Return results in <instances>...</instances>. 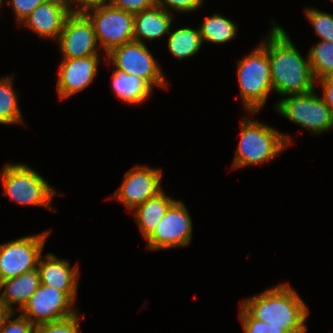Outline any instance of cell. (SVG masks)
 <instances>
[{
  "instance_id": "cell-1",
  "label": "cell",
  "mask_w": 333,
  "mask_h": 333,
  "mask_svg": "<svg viewBox=\"0 0 333 333\" xmlns=\"http://www.w3.org/2000/svg\"><path fill=\"white\" fill-rule=\"evenodd\" d=\"M272 23L267 36V52L273 91L288 96L316 90L309 56L304 59L285 29L276 22Z\"/></svg>"
},
{
  "instance_id": "cell-2",
  "label": "cell",
  "mask_w": 333,
  "mask_h": 333,
  "mask_svg": "<svg viewBox=\"0 0 333 333\" xmlns=\"http://www.w3.org/2000/svg\"><path fill=\"white\" fill-rule=\"evenodd\" d=\"M240 303L253 318L286 333L307 331L308 306L289 283L278 284Z\"/></svg>"
},
{
  "instance_id": "cell-3",
  "label": "cell",
  "mask_w": 333,
  "mask_h": 333,
  "mask_svg": "<svg viewBox=\"0 0 333 333\" xmlns=\"http://www.w3.org/2000/svg\"><path fill=\"white\" fill-rule=\"evenodd\" d=\"M290 137L269 125L244 117L232 169L271 161L292 145Z\"/></svg>"
},
{
  "instance_id": "cell-4",
  "label": "cell",
  "mask_w": 333,
  "mask_h": 333,
  "mask_svg": "<svg viewBox=\"0 0 333 333\" xmlns=\"http://www.w3.org/2000/svg\"><path fill=\"white\" fill-rule=\"evenodd\" d=\"M251 53L237 62V78L245 110L255 114L261 110L273 90L267 38Z\"/></svg>"
},
{
  "instance_id": "cell-5",
  "label": "cell",
  "mask_w": 333,
  "mask_h": 333,
  "mask_svg": "<svg viewBox=\"0 0 333 333\" xmlns=\"http://www.w3.org/2000/svg\"><path fill=\"white\" fill-rule=\"evenodd\" d=\"M3 195L22 205H37L54 210L51 206L56 190L29 166L23 163L4 165L0 171Z\"/></svg>"
},
{
  "instance_id": "cell-6",
  "label": "cell",
  "mask_w": 333,
  "mask_h": 333,
  "mask_svg": "<svg viewBox=\"0 0 333 333\" xmlns=\"http://www.w3.org/2000/svg\"><path fill=\"white\" fill-rule=\"evenodd\" d=\"M275 110L312 134L333 129V112L315 90L309 94L285 96L275 104Z\"/></svg>"
},
{
  "instance_id": "cell-7",
  "label": "cell",
  "mask_w": 333,
  "mask_h": 333,
  "mask_svg": "<svg viewBox=\"0 0 333 333\" xmlns=\"http://www.w3.org/2000/svg\"><path fill=\"white\" fill-rule=\"evenodd\" d=\"M84 13L93 23L98 45L106 55L134 40V13L111 4L93 7Z\"/></svg>"
},
{
  "instance_id": "cell-8",
  "label": "cell",
  "mask_w": 333,
  "mask_h": 333,
  "mask_svg": "<svg viewBox=\"0 0 333 333\" xmlns=\"http://www.w3.org/2000/svg\"><path fill=\"white\" fill-rule=\"evenodd\" d=\"M51 231L49 229L1 244L0 282L36 269Z\"/></svg>"
},
{
  "instance_id": "cell-9",
  "label": "cell",
  "mask_w": 333,
  "mask_h": 333,
  "mask_svg": "<svg viewBox=\"0 0 333 333\" xmlns=\"http://www.w3.org/2000/svg\"><path fill=\"white\" fill-rule=\"evenodd\" d=\"M106 57L105 60L110 61L116 69L141 77L153 89L158 86L168 90L163 70L145 43L132 40L113 49Z\"/></svg>"
},
{
  "instance_id": "cell-10",
  "label": "cell",
  "mask_w": 333,
  "mask_h": 333,
  "mask_svg": "<svg viewBox=\"0 0 333 333\" xmlns=\"http://www.w3.org/2000/svg\"><path fill=\"white\" fill-rule=\"evenodd\" d=\"M192 219L183 201L176 200L146 238L149 250L185 247L192 239Z\"/></svg>"
},
{
  "instance_id": "cell-11",
  "label": "cell",
  "mask_w": 333,
  "mask_h": 333,
  "mask_svg": "<svg viewBox=\"0 0 333 333\" xmlns=\"http://www.w3.org/2000/svg\"><path fill=\"white\" fill-rule=\"evenodd\" d=\"M63 291L40 284L20 313L34 326L69 318L79 312Z\"/></svg>"
},
{
  "instance_id": "cell-12",
  "label": "cell",
  "mask_w": 333,
  "mask_h": 333,
  "mask_svg": "<svg viewBox=\"0 0 333 333\" xmlns=\"http://www.w3.org/2000/svg\"><path fill=\"white\" fill-rule=\"evenodd\" d=\"M57 43L62 59L98 56V45L94 26L84 12H71L63 25Z\"/></svg>"
},
{
  "instance_id": "cell-13",
  "label": "cell",
  "mask_w": 333,
  "mask_h": 333,
  "mask_svg": "<svg viewBox=\"0 0 333 333\" xmlns=\"http://www.w3.org/2000/svg\"><path fill=\"white\" fill-rule=\"evenodd\" d=\"M162 170L149 166H134L125 173L123 181L110 198L120 201L127 209L133 210L149 198L163 191Z\"/></svg>"
},
{
  "instance_id": "cell-14",
  "label": "cell",
  "mask_w": 333,
  "mask_h": 333,
  "mask_svg": "<svg viewBox=\"0 0 333 333\" xmlns=\"http://www.w3.org/2000/svg\"><path fill=\"white\" fill-rule=\"evenodd\" d=\"M99 56L61 59L57 81V93L60 99H67L85 90L97 77Z\"/></svg>"
},
{
  "instance_id": "cell-15",
  "label": "cell",
  "mask_w": 333,
  "mask_h": 333,
  "mask_svg": "<svg viewBox=\"0 0 333 333\" xmlns=\"http://www.w3.org/2000/svg\"><path fill=\"white\" fill-rule=\"evenodd\" d=\"M71 12L69 0H49L37 6L21 25L40 38L58 40L66 17Z\"/></svg>"
},
{
  "instance_id": "cell-16",
  "label": "cell",
  "mask_w": 333,
  "mask_h": 333,
  "mask_svg": "<svg viewBox=\"0 0 333 333\" xmlns=\"http://www.w3.org/2000/svg\"><path fill=\"white\" fill-rule=\"evenodd\" d=\"M41 284L65 292L74 302L77 299L79 265L71 267L66 259H58L53 253L40 257L37 267Z\"/></svg>"
},
{
  "instance_id": "cell-17",
  "label": "cell",
  "mask_w": 333,
  "mask_h": 333,
  "mask_svg": "<svg viewBox=\"0 0 333 333\" xmlns=\"http://www.w3.org/2000/svg\"><path fill=\"white\" fill-rule=\"evenodd\" d=\"M41 284L38 269L0 282V304L7 312H15L14 305L19 304V312Z\"/></svg>"
},
{
  "instance_id": "cell-18",
  "label": "cell",
  "mask_w": 333,
  "mask_h": 333,
  "mask_svg": "<svg viewBox=\"0 0 333 333\" xmlns=\"http://www.w3.org/2000/svg\"><path fill=\"white\" fill-rule=\"evenodd\" d=\"M173 14L159 6L134 14V40L144 44V40H154L169 34L172 29Z\"/></svg>"
},
{
  "instance_id": "cell-19",
  "label": "cell",
  "mask_w": 333,
  "mask_h": 333,
  "mask_svg": "<svg viewBox=\"0 0 333 333\" xmlns=\"http://www.w3.org/2000/svg\"><path fill=\"white\" fill-rule=\"evenodd\" d=\"M111 87L121 102L130 105L145 102L153 91V88L141 77L127 74L116 68L111 76Z\"/></svg>"
},
{
  "instance_id": "cell-20",
  "label": "cell",
  "mask_w": 333,
  "mask_h": 333,
  "mask_svg": "<svg viewBox=\"0 0 333 333\" xmlns=\"http://www.w3.org/2000/svg\"><path fill=\"white\" fill-rule=\"evenodd\" d=\"M176 201L162 191L135 207L132 212L141 234L146 239L165 216L169 207Z\"/></svg>"
},
{
  "instance_id": "cell-21",
  "label": "cell",
  "mask_w": 333,
  "mask_h": 333,
  "mask_svg": "<svg viewBox=\"0 0 333 333\" xmlns=\"http://www.w3.org/2000/svg\"><path fill=\"white\" fill-rule=\"evenodd\" d=\"M167 48L176 59H185L200 51L202 39L199 28L183 27L169 32Z\"/></svg>"
},
{
  "instance_id": "cell-22",
  "label": "cell",
  "mask_w": 333,
  "mask_h": 333,
  "mask_svg": "<svg viewBox=\"0 0 333 333\" xmlns=\"http://www.w3.org/2000/svg\"><path fill=\"white\" fill-rule=\"evenodd\" d=\"M233 22L219 13L206 16L198 27L202 42L216 44L229 42L237 36L238 25Z\"/></svg>"
},
{
  "instance_id": "cell-23",
  "label": "cell",
  "mask_w": 333,
  "mask_h": 333,
  "mask_svg": "<svg viewBox=\"0 0 333 333\" xmlns=\"http://www.w3.org/2000/svg\"><path fill=\"white\" fill-rule=\"evenodd\" d=\"M12 76V77H10ZM0 78V124H22L23 117L19 108L18 93L13 87V75Z\"/></svg>"
},
{
  "instance_id": "cell-24",
  "label": "cell",
  "mask_w": 333,
  "mask_h": 333,
  "mask_svg": "<svg viewBox=\"0 0 333 333\" xmlns=\"http://www.w3.org/2000/svg\"><path fill=\"white\" fill-rule=\"evenodd\" d=\"M315 80L333 72V43L319 40L308 52Z\"/></svg>"
},
{
  "instance_id": "cell-25",
  "label": "cell",
  "mask_w": 333,
  "mask_h": 333,
  "mask_svg": "<svg viewBox=\"0 0 333 333\" xmlns=\"http://www.w3.org/2000/svg\"><path fill=\"white\" fill-rule=\"evenodd\" d=\"M304 12L320 40L333 43V15L310 7Z\"/></svg>"
},
{
  "instance_id": "cell-26",
  "label": "cell",
  "mask_w": 333,
  "mask_h": 333,
  "mask_svg": "<svg viewBox=\"0 0 333 333\" xmlns=\"http://www.w3.org/2000/svg\"><path fill=\"white\" fill-rule=\"evenodd\" d=\"M79 312L64 320L35 326L34 333H80Z\"/></svg>"
},
{
  "instance_id": "cell-27",
  "label": "cell",
  "mask_w": 333,
  "mask_h": 333,
  "mask_svg": "<svg viewBox=\"0 0 333 333\" xmlns=\"http://www.w3.org/2000/svg\"><path fill=\"white\" fill-rule=\"evenodd\" d=\"M239 308V319L242 322L244 333H286L281 328L253 318L241 305Z\"/></svg>"
},
{
  "instance_id": "cell-28",
  "label": "cell",
  "mask_w": 333,
  "mask_h": 333,
  "mask_svg": "<svg viewBox=\"0 0 333 333\" xmlns=\"http://www.w3.org/2000/svg\"><path fill=\"white\" fill-rule=\"evenodd\" d=\"M17 312H7L0 326V333H34L35 326L21 313L11 319Z\"/></svg>"
},
{
  "instance_id": "cell-29",
  "label": "cell",
  "mask_w": 333,
  "mask_h": 333,
  "mask_svg": "<svg viewBox=\"0 0 333 333\" xmlns=\"http://www.w3.org/2000/svg\"><path fill=\"white\" fill-rule=\"evenodd\" d=\"M203 2L204 0H157V6L169 13L172 10L179 13H188L198 10L203 5Z\"/></svg>"
},
{
  "instance_id": "cell-30",
  "label": "cell",
  "mask_w": 333,
  "mask_h": 333,
  "mask_svg": "<svg viewBox=\"0 0 333 333\" xmlns=\"http://www.w3.org/2000/svg\"><path fill=\"white\" fill-rule=\"evenodd\" d=\"M49 0H9L7 3L12 6L14 16L17 19L18 25L24 22V20L30 15V13L40 4Z\"/></svg>"
},
{
  "instance_id": "cell-31",
  "label": "cell",
  "mask_w": 333,
  "mask_h": 333,
  "mask_svg": "<svg viewBox=\"0 0 333 333\" xmlns=\"http://www.w3.org/2000/svg\"><path fill=\"white\" fill-rule=\"evenodd\" d=\"M111 5L135 14L156 6L157 0H112Z\"/></svg>"
},
{
  "instance_id": "cell-32",
  "label": "cell",
  "mask_w": 333,
  "mask_h": 333,
  "mask_svg": "<svg viewBox=\"0 0 333 333\" xmlns=\"http://www.w3.org/2000/svg\"><path fill=\"white\" fill-rule=\"evenodd\" d=\"M316 83L322 88L323 96L321 98L333 112V72L326 74Z\"/></svg>"
},
{
  "instance_id": "cell-33",
  "label": "cell",
  "mask_w": 333,
  "mask_h": 333,
  "mask_svg": "<svg viewBox=\"0 0 333 333\" xmlns=\"http://www.w3.org/2000/svg\"><path fill=\"white\" fill-rule=\"evenodd\" d=\"M69 1H70L71 10L73 12H85L86 10L93 7L111 4L112 0H69ZM74 5H76V7H72Z\"/></svg>"
},
{
  "instance_id": "cell-34",
  "label": "cell",
  "mask_w": 333,
  "mask_h": 333,
  "mask_svg": "<svg viewBox=\"0 0 333 333\" xmlns=\"http://www.w3.org/2000/svg\"><path fill=\"white\" fill-rule=\"evenodd\" d=\"M7 314V311L3 308V306L0 304V326L2 323L3 318Z\"/></svg>"
},
{
  "instance_id": "cell-35",
  "label": "cell",
  "mask_w": 333,
  "mask_h": 333,
  "mask_svg": "<svg viewBox=\"0 0 333 333\" xmlns=\"http://www.w3.org/2000/svg\"><path fill=\"white\" fill-rule=\"evenodd\" d=\"M294 333H307V331H299V332H294Z\"/></svg>"
},
{
  "instance_id": "cell-36",
  "label": "cell",
  "mask_w": 333,
  "mask_h": 333,
  "mask_svg": "<svg viewBox=\"0 0 333 333\" xmlns=\"http://www.w3.org/2000/svg\"><path fill=\"white\" fill-rule=\"evenodd\" d=\"M3 3V0H0V8L3 7L2 4Z\"/></svg>"
}]
</instances>
